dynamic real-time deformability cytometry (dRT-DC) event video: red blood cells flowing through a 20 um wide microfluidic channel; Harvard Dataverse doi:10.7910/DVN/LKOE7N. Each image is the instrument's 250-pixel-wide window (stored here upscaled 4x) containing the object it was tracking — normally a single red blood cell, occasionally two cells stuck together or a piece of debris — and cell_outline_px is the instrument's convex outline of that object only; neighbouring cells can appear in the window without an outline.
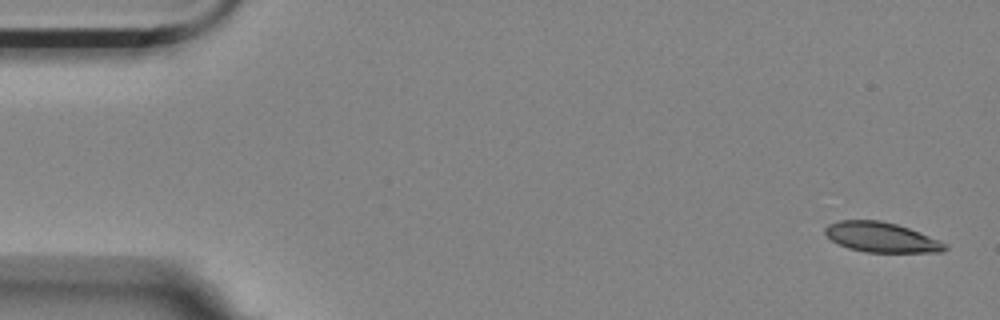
{"species": "Egyptian fruit bat (a non-hibernating species)", "species_latin": "Rousettus aegyptiacus", "temperature_condition": "room temperature", "stored_images_in_passage": 5, "camera_frame_rate_fps": 3000, "um_per_image_px": 0.085, "animal": {"sex": "female"}, "frame": {"image": 1, "passage_image": 1, "time_ms": 0.0, "image_size_px": [1000, 320], "cell_outline_px": [[948, 248], [944, 252], [864, 252], [848, 248], [832, 240], [824, 232], [824, 228], [828, 224], [840, 220], [880, 220], [896, 224], [908, 228], [940, 240], [948, 244]], "centroid_in_image_um": [74.93, 20.17], "position_along_channel_um": 10.1, "area_um2": 20.92}}
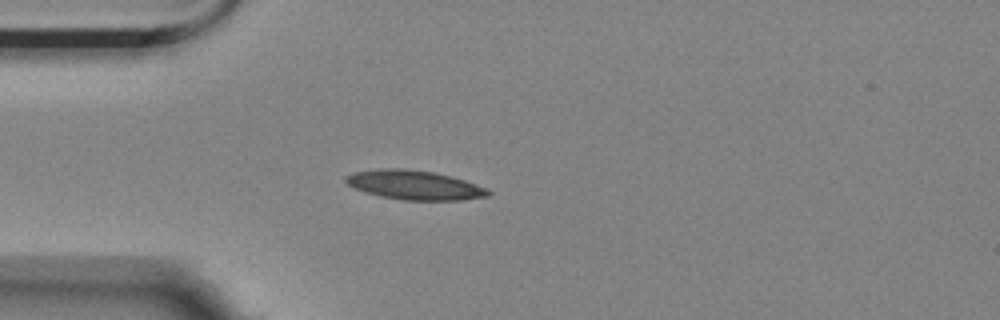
{"frame": {"image": 2, "passage_image": 5, "time_ms": 1.333, "image_size_px": [1000, 320], "cell_outline_px": [[492, 192], [488, 196], [460, 200], [404, 200], [380, 196], [356, 188], [348, 184], [344, 180], [344, 176], [352, 172], [384, 168], [404, 168], [432, 172], [452, 176], [476, 184]], "centroid_in_image_um": [35.21, 15.72], "position_along_channel_um": 49.8, "area_um2": 24.1}}